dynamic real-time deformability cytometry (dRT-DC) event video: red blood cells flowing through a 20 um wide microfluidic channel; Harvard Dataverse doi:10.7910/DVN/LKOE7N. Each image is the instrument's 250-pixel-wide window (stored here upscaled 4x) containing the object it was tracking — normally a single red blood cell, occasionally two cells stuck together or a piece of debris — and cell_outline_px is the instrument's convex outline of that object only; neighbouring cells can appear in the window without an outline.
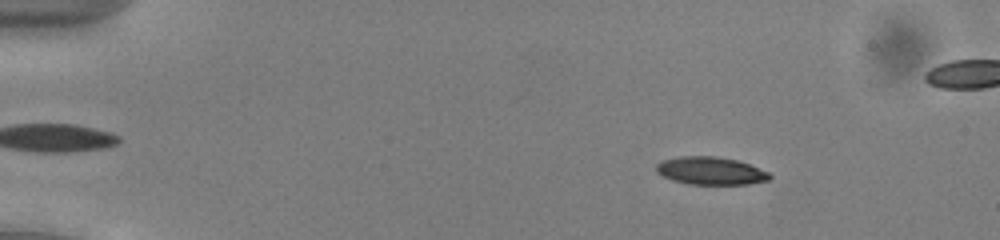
{"species": "common noctule bat (a hibernating species)", "species_latin": "Nyctalus noctula", "temperature_condition": "cold", "stored_images_in_passage": 47, "camera_frame_rate_fps": 3000, "um_per_image_px": 0.085, "animal": {"sex": "male", "body_mass_g": 13.0, "forearm_length_mm": 53.1}, "frame": {"image": 1, "passage_image": 4, "time_ms": 1.0, "image_size_px": [1000, 240], "cell_outline_px": [[772, 176], [768, 180], [748, 184], [688, 184], [672, 180], [656, 172], [656, 164], [660, 160], [680, 156], [716, 156], [736, 160], [748, 164], [768, 172]], "centroid_in_image_um": [60.36, 14.51], "position_along_channel_um": 24.6, "area_um2": 18.32}}
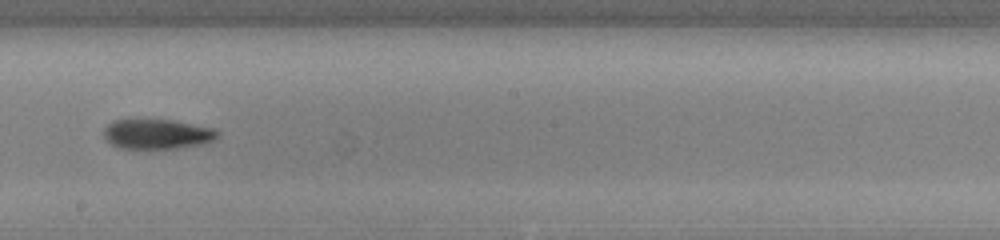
{"frame": {"image": 2, "passage_image": 27, "time_ms": 8.667, "image_size_px": [1000, 240], "cell_outline_px": [[220, 136], [216, 140], [200, 144], [176, 148], [120, 148], [112, 144], [104, 136], [104, 128], [112, 120], [172, 120], [216, 128], [220, 132]], "centroid_in_image_um": [13.42, 11.39], "position_along_channel_um": 234.8, "area_um2": 19.77}}
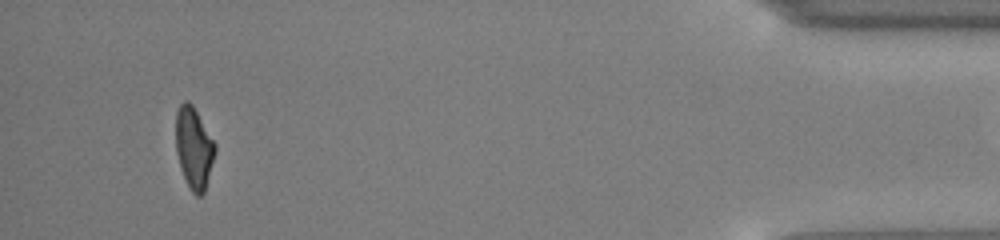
{"frame": {"image": 3, "passage_image": 46, "time_ms": 15.0, "image_size_px": [1000, 240], "cell_outline_px": [[216, 152], [204, 192], [200, 196], [196, 196], [192, 192], [180, 168], [176, 152], [176, 112], [180, 104], [184, 100], [188, 100], [192, 104], [216, 144]], "centroid_in_image_um": [16.48, 12.56], "position_along_channel_um": 418.7, "area_um2": 18.61}}